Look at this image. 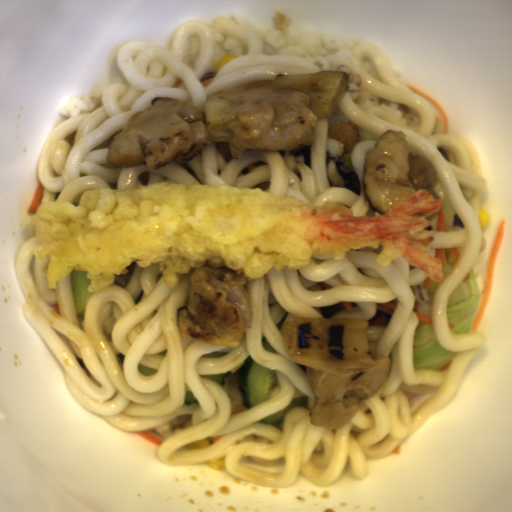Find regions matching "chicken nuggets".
Wrapping results in <instances>:
<instances>
[{
    "label": "chicken nuggets",
    "mask_w": 512,
    "mask_h": 512,
    "mask_svg": "<svg viewBox=\"0 0 512 512\" xmlns=\"http://www.w3.org/2000/svg\"><path fill=\"white\" fill-rule=\"evenodd\" d=\"M358 75L339 71L279 73L269 83L208 97L204 109L155 97L114 134L106 164L158 168L185 164L214 142L228 141L235 158L246 150H279L316 141Z\"/></svg>",
    "instance_id": "chicken-nuggets-1"
},
{
    "label": "chicken nuggets",
    "mask_w": 512,
    "mask_h": 512,
    "mask_svg": "<svg viewBox=\"0 0 512 512\" xmlns=\"http://www.w3.org/2000/svg\"><path fill=\"white\" fill-rule=\"evenodd\" d=\"M246 273L228 267L202 266L189 275L185 305L176 311L180 336L235 347L253 325Z\"/></svg>",
    "instance_id": "chicken-nuggets-2"
},
{
    "label": "chicken nuggets",
    "mask_w": 512,
    "mask_h": 512,
    "mask_svg": "<svg viewBox=\"0 0 512 512\" xmlns=\"http://www.w3.org/2000/svg\"><path fill=\"white\" fill-rule=\"evenodd\" d=\"M437 176L434 165L411 153L401 129L383 131L362 165L364 196L372 209L384 214L399 197L420 189L440 199L432 184Z\"/></svg>",
    "instance_id": "chicken-nuggets-3"
},
{
    "label": "chicken nuggets",
    "mask_w": 512,
    "mask_h": 512,
    "mask_svg": "<svg viewBox=\"0 0 512 512\" xmlns=\"http://www.w3.org/2000/svg\"><path fill=\"white\" fill-rule=\"evenodd\" d=\"M369 352L377 363L370 367L327 373L306 366L315 395L309 412L312 425H323L333 430L343 428L363 402L378 393L391 370L390 357Z\"/></svg>",
    "instance_id": "chicken-nuggets-4"
}]
</instances>
